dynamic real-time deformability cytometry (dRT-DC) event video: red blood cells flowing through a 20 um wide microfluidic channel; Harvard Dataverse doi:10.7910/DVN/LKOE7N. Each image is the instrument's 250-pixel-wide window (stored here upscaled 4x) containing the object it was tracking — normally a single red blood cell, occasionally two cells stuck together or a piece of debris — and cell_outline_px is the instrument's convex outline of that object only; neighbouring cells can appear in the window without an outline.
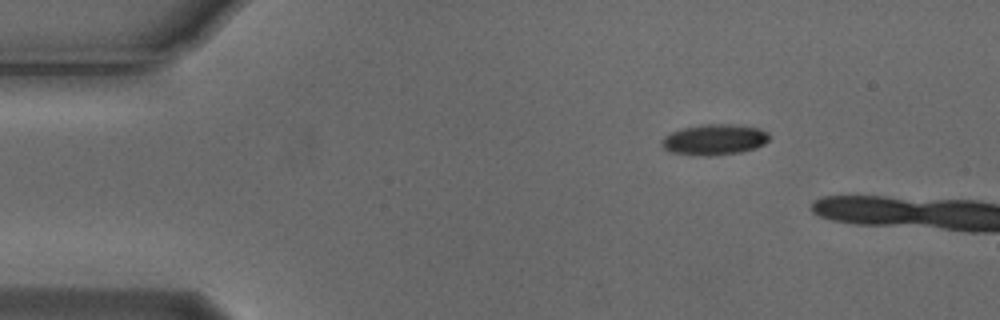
{"species": "Egyptian fruit bat (a non-hibernating species)", "species_latin": "Rousettus aegyptiacus", "temperature_condition": "cold", "stored_images_in_passage": 3, "camera_frame_rate_fps": 3000, "um_per_image_px": 0.085, "animal": {"sex": "male"}, "frame": {"image": 1, "passage_image": 1, "time_ms": 0.0, "image_size_px": [1000, 320], "cell_outline_px": [[768, 140], [764, 144], [756, 148], [740, 152], [712, 156], [696, 156], [668, 152], [660, 144], [660, 140], [664, 136], [672, 132], [684, 128], [704, 124], [732, 124], [760, 128], [768, 132]], "centroid_in_image_um": [60.69, 11.88], "position_along_channel_um": 24.3, "area_um2": 19.48}}